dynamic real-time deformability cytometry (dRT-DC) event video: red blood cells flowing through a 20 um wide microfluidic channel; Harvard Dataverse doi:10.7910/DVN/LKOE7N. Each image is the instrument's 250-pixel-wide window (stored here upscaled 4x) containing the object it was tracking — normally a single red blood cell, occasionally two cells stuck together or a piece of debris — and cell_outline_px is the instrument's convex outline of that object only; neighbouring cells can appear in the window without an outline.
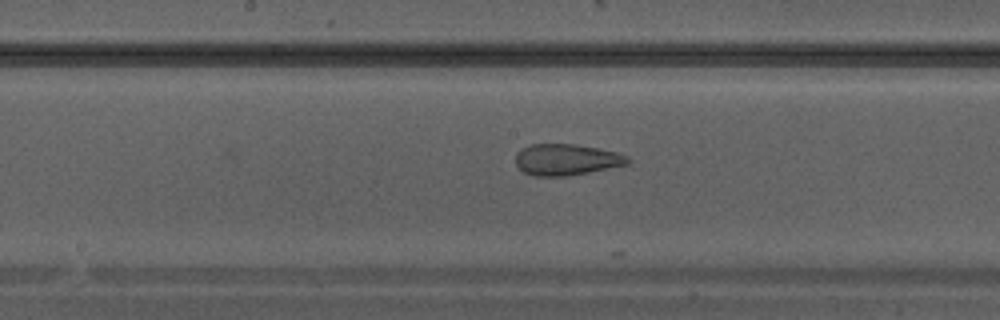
{"species": "Egyptian fruit bat (a non-hibernating species)", "species_latin": "Rousettus aegyptiacus", "temperature_condition": "warm", "stored_images_in_passage": 15, "camera_frame_rate_fps": 3000, "um_per_image_px": 0.085, "animal": {"sex": "male"}, "frame": {"image": 1, "passage_image": 13, "time_ms": 4.0, "image_size_px": [1000, 320], "cell_outline_px": [[632, 160], [628, 164], [588, 172], [564, 176], [532, 176], [524, 172], [516, 164], [516, 152], [520, 148], [532, 144], [576, 144], [620, 152], [628, 156]], "centroid_in_image_um": [48.16, 13.55], "position_along_channel_um": 200.0, "area_um2": 20.58}}